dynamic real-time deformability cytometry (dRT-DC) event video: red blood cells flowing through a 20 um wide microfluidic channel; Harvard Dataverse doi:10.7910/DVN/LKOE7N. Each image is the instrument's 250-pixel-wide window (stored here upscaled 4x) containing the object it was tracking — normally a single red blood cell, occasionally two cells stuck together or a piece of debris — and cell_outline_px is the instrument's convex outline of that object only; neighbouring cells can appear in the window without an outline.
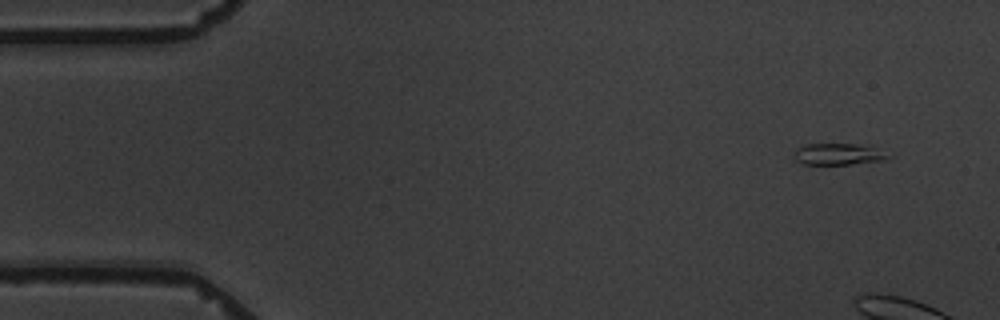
{"species": "common noctule bat (a hibernating species)", "species_latin": "Nyctalus noctula", "temperature_condition": "warm", "stored_images_in_passage": 6, "camera_frame_rate_fps": 3000, "um_per_image_px": 0.085, "animal": {"sex": "male", "body_mass_g": 19.5, "forearm_length_mm": 54.6}, "frame": {"image": 1, "passage_image": 6, "time_ms": 6.333, "image_size_px": [1000, 320], "cell_outline_px": [[892, 156], [888, 160], [852, 164], [804, 164], [796, 160], [792, 156], [792, 152], [796, 148], [804, 144], [860, 144], [872, 148]], "centroid_in_image_um": [71.2, 13.11], "position_along_channel_um": 13.8, "area_um2": 11.85}}